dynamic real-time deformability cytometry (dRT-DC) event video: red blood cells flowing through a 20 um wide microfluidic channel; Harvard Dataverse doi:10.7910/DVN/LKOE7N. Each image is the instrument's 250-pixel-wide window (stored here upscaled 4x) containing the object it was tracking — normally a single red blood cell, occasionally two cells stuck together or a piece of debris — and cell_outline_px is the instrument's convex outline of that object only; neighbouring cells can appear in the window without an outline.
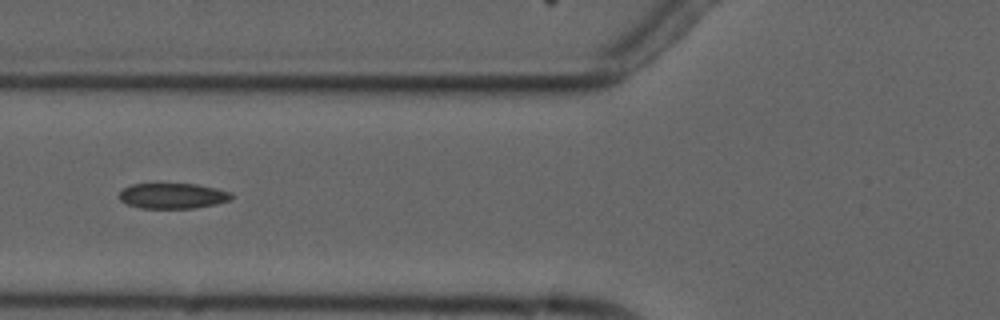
{"species": "common noctule bat (a hibernating species)", "species_latin": "Nyctalus noctula", "temperature_condition": "cold", "stored_images_in_passage": 5, "camera_frame_rate_fps": 3000, "um_per_image_px": 0.085, "animal": {"sex": "male", "forearm_length_mm": 52.5}, "frame": {"image": 1, "passage_image": 2, "time_ms": 1.0, "image_size_px": [1000, 320], "cell_outline_px": [[232, 200], [216, 204], [196, 208], [140, 208], [128, 204], [120, 200], [120, 192], [124, 188], [132, 184], [196, 184], [216, 188], [232, 192]], "centroid_in_image_um": [14.72, 16.65], "position_along_channel_um": 111.1, "area_um2": 16.65}}
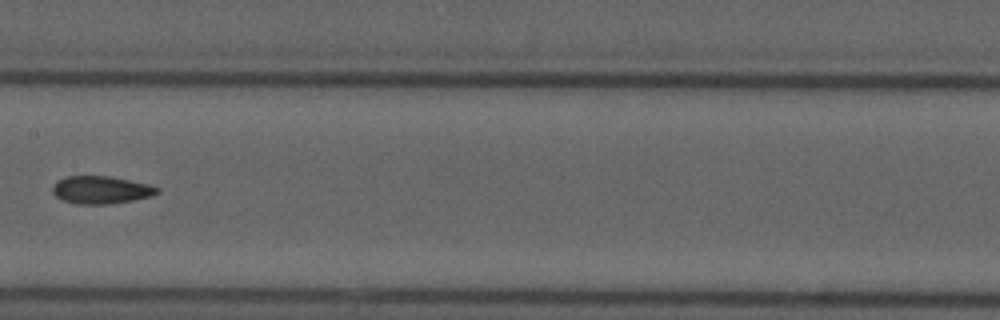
{"frame": {"image": 2, "passage_image": 4, "time_ms": 3.333, "image_size_px": [1000, 320], "cell_outline_px": [[160, 192], [152, 196], [132, 200], [108, 204], [76, 204], [64, 200], [56, 196], [52, 192], [52, 188], [56, 180], [64, 176], [112, 176], [148, 184], [160, 188]], "centroid_in_image_um": [8.58, 16.13], "position_along_channel_um": 198.8, "area_um2": 16.99}}
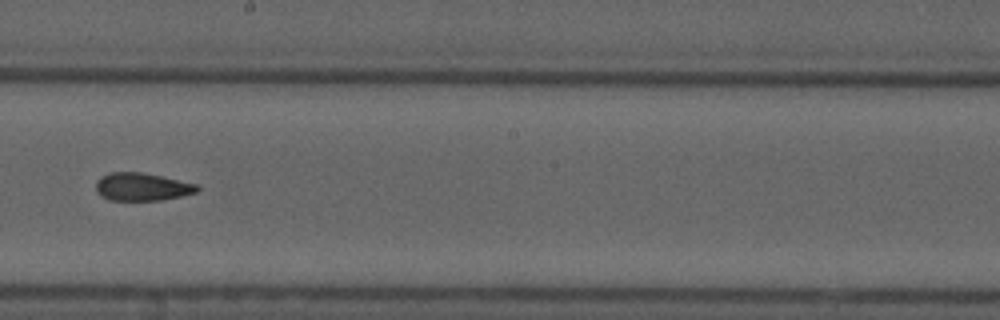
{"frame": {"image": 3, "passage_image": 5, "time_ms": 4.333, "image_size_px": [1000, 320], "cell_outline_px": [[200, 188], [196, 192], [180, 196], [160, 200], [108, 200], [100, 196], [96, 192], [96, 180], [100, 176], [108, 172], [140, 172], [160, 176], [196, 184]], "centroid_in_image_um": [12.0, 15.88], "position_along_channel_um": 236.2, "area_um2": 16.42}}